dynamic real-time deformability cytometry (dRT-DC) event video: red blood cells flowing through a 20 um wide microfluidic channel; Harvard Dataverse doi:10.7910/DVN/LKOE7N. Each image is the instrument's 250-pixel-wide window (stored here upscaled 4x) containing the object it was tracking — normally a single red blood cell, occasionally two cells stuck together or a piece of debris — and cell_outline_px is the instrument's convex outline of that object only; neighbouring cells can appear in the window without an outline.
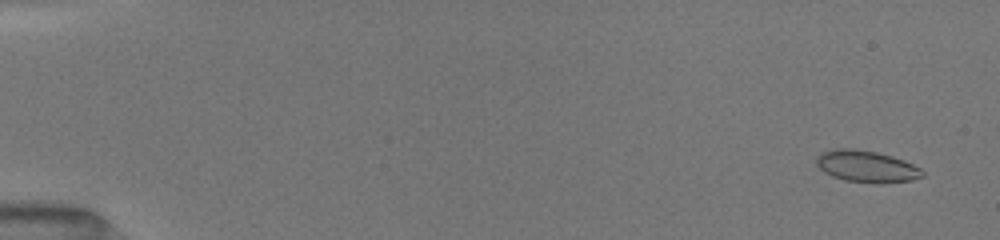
{"species": "common noctule bat (a hibernating species)", "species_latin": "Nyctalus noctula", "temperature_condition": "room temperature", "stored_images_in_passage": 17, "camera_frame_rate_fps": 3000, "um_per_image_px": 0.085, "animal": {"sex": "female", "body_mass_g": 19.5, "forearm_length_mm": 54.1}, "frame": {"image": 1, "passage_image": 2, "time_ms": 0.333, "image_size_px": [1000, 240], "cell_outline_px": [[924, 176], [912, 180], [880, 184], [844, 180], [832, 176], [824, 172], [816, 164], [816, 156], [824, 152], [836, 148], [852, 148], [876, 152], [892, 156], [904, 160], [920, 168], [924, 172]], "centroid_in_image_um": [73.66, 14.15], "position_along_channel_um": 11.3, "area_um2": 19.65}}
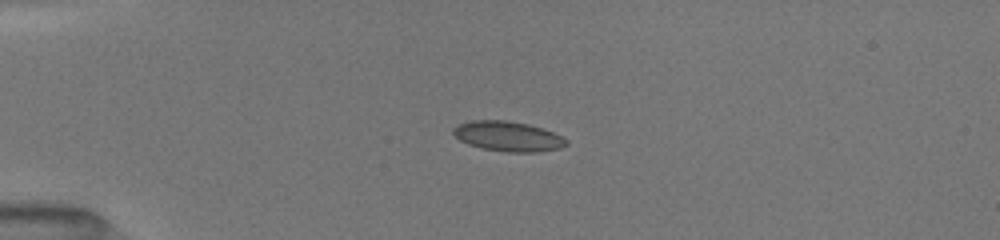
{"frame": {"image": 2, "passage_image": 10, "time_ms": 4.0, "image_size_px": [1000, 240], "cell_outline_px": [[568, 144], [560, 148], [536, 152], [504, 152], [480, 148], [468, 144], [460, 140], [452, 132], [452, 128], [460, 124], [472, 120], [504, 120], [528, 124], [552, 132], [568, 140]], "centroid_in_image_um": [43.16, 11.59], "position_along_channel_um": 41.8, "area_um2": 19.65}}
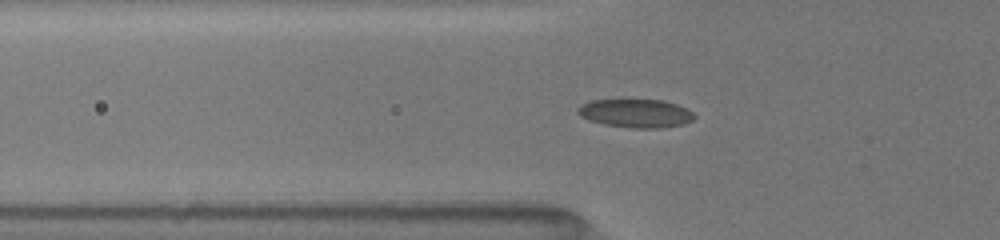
{"frame": {"image": 3, "passage_image": 14, "time_ms": 5.667, "image_size_px": [1000, 240], "cell_outline_px": [[696, 116], [692, 120], [684, 124], [664, 128], [632, 128], [604, 124], [588, 120], [580, 116], [576, 112], [576, 108], [580, 104], [592, 100], [660, 100], [676, 104], [692, 112]], "centroid_in_image_um": [54.0, 9.64], "position_along_channel_um": 71.8, "area_um2": 19.36}}